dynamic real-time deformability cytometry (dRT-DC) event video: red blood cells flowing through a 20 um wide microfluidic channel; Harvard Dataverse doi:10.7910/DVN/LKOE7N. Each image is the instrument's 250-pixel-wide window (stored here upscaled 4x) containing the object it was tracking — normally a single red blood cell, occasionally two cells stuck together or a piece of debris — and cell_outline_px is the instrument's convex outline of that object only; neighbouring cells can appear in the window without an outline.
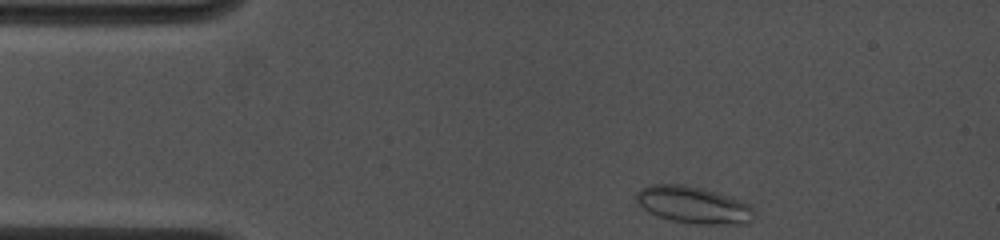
{"species": "common noctule bat (a hibernating species)", "species_latin": "Nyctalus noctula", "temperature_condition": "cold", "stored_images_in_passage": 27, "camera_frame_rate_fps": 4500, "um_per_image_px": 0.085, "animal": {"sex": "female", "body_mass_g": 19.0, "forearm_length_mm": 53.3}, "frame": {"image": 1, "passage_image": 1, "time_ms": 0.0, "image_size_px": [1000, 240], "cell_outline_px": [[756, 216], [752, 220], [744, 224], [696, 224], [672, 220], [648, 212], [636, 200], [636, 192], [640, 188], [652, 184], [684, 184], [704, 188], [740, 200], [748, 204], [756, 212]], "centroid_in_image_um": [58.96, 17.41], "position_along_channel_um": 26.0, "area_um2": 25.43}}
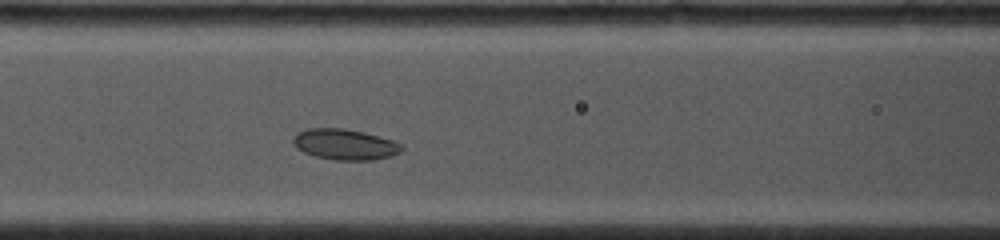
{"frame": {"image": 2, "passage_image": 17, "time_ms": 4.222, "image_size_px": [1000, 240], "cell_outline_px": [[404, 148], [400, 152], [388, 156], [372, 160], [336, 160], [316, 156], [304, 152], [296, 148], [292, 144], [292, 140], [296, 132], [304, 128], [344, 128], [364, 132], [392, 140], [404, 144]], "centroid_in_image_um": [29.28, 12.26], "position_along_channel_um": 137.3, "area_um2": 19.59}}
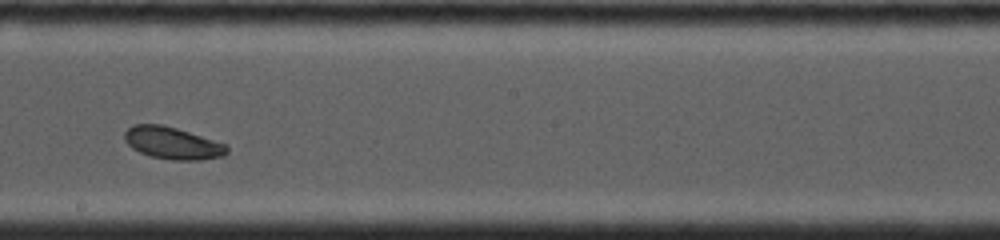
{"frame": {"image": 3, "passage_image": 24, "time_ms": 6.667, "image_size_px": [1000, 240], "cell_outline_px": [[228, 152], [224, 156], [200, 160], [172, 160], [148, 156], [132, 148], [124, 140], [124, 132], [132, 124], [164, 124], [224, 144], [228, 148]], "centroid_in_image_um": [14.61, 12.16], "position_along_channel_um": 233.6, "area_um2": 19.13}}